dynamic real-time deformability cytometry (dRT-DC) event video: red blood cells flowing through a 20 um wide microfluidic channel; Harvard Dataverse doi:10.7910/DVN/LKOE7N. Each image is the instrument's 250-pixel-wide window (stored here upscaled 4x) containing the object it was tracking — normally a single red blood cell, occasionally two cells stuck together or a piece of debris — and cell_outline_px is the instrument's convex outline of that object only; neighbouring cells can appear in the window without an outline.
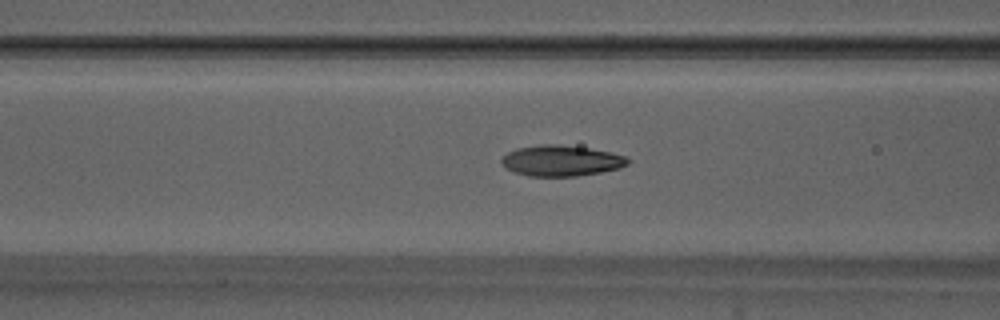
{"species": "Egyptian fruit bat (a non-hibernating species)", "species_latin": "Rousettus aegyptiacus", "temperature_condition": "warm", "stored_images_in_passage": 50, "camera_frame_rate_fps": 3000, "um_per_image_px": 0.085, "animal": {"sex": "male"}, "frame": {"image": 1, "passage_image": 18, "time_ms": 5.667, "image_size_px": [1000, 320], "cell_outline_px": [[628, 164], [620, 168], [600, 172], [576, 176], [528, 176], [516, 172], [508, 168], [500, 160], [508, 152], [516, 148], [540, 144], [560, 144], [588, 148], [612, 152], [624, 156], [628, 160]], "centroid_in_image_um": [47.71, 13.65], "position_along_channel_um": 118.9, "area_um2": 22.48}}
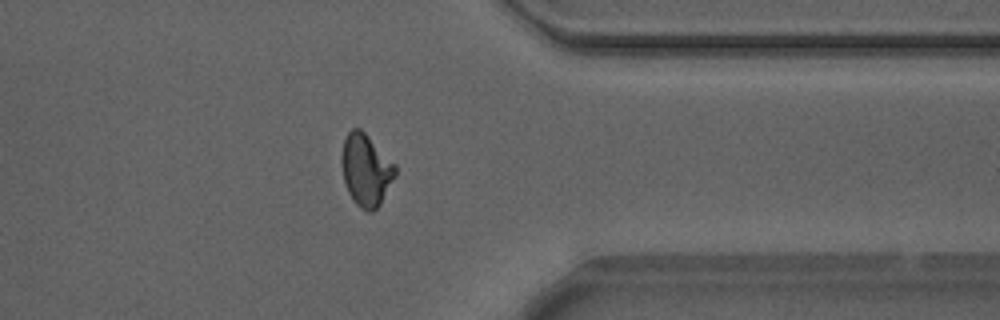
{"frame": {"image": 2, "passage_image": 39, "time_ms": 12.667, "image_size_px": [1000, 320], "cell_outline_px": [[396, 176], [380, 204], [372, 212], [368, 212], [360, 208], [356, 204], [348, 192], [344, 180], [340, 164], [340, 156], [344, 140], [348, 132], [352, 128], [360, 128], [396, 164]], "centroid_in_image_um": [31.1, 14.45], "position_along_channel_um": 380.3, "area_um2": 22.66}}
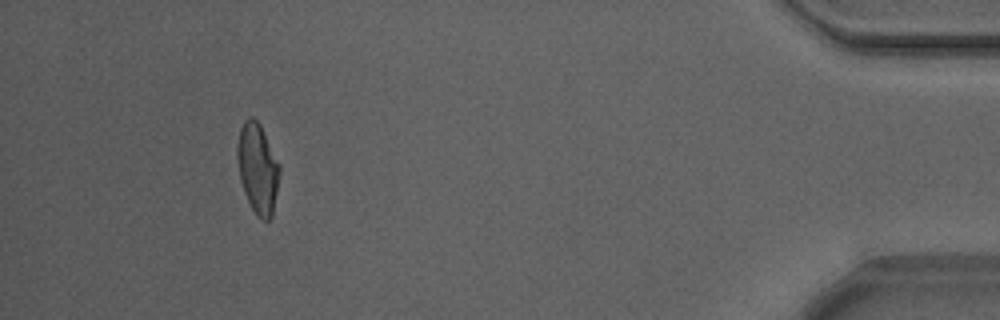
{"frame": {"image": 3, "passage_image": 46, "time_ms": 15.0, "image_size_px": [1000, 320], "cell_outline_px": [[280, 172], [272, 216], [268, 220], [260, 220], [256, 216], [244, 192], [240, 180], [236, 156], [236, 148], [240, 128], [244, 120], [248, 116], [252, 116], [260, 124], [280, 164]], "centroid_in_image_um": [21.89, 14.29], "position_along_channel_um": 413.3, "area_um2": 22.37}, "authors_computed_cell_mechanics": {"area_um2": 21.7906, "velocity_mm_per_s": 3.8698, "shape_relaxation_time_tau1_ms": 3.6903, "shape_relaxation_time_tau2_ms": 1.2554, "deformation_change_tau1": 0.1642, "deformation_change_tau2": 0.0768}}